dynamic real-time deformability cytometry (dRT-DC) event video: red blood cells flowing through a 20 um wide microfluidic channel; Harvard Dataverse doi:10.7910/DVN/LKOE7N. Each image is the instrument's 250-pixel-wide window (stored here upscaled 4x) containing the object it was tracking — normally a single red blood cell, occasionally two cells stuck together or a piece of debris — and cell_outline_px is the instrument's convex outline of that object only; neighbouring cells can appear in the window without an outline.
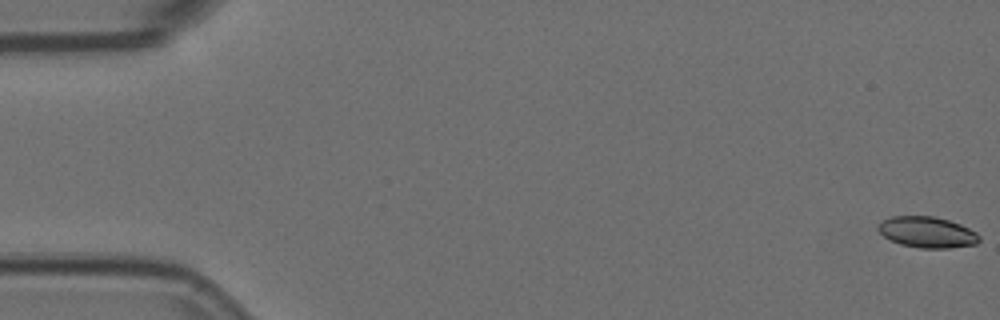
{"species": "Egyptian fruit bat (a non-hibernating species)", "species_latin": "Rousettus aegyptiacus", "temperature_condition": "room temperature", "stored_images_in_passage": 7, "camera_frame_rate_fps": 3000, "um_per_image_px": 0.085, "animal": {"sex": "female"}, "frame": {"image": 1, "passage_image": 1, "time_ms": 0.0, "image_size_px": [1000, 320], "cell_outline_px": [[980, 240], [976, 244], [952, 248], [920, 248], [900, 244], [884, 236], [876, 228], [884, 220], [892, 216], [932, 216], [948, 220], [960, 224], [976, 232], [980, 236]], "centroid_in_image_um": [78.83, 19.74], "position_along_channel_um": 6.2, "area_um2": 18.15}}
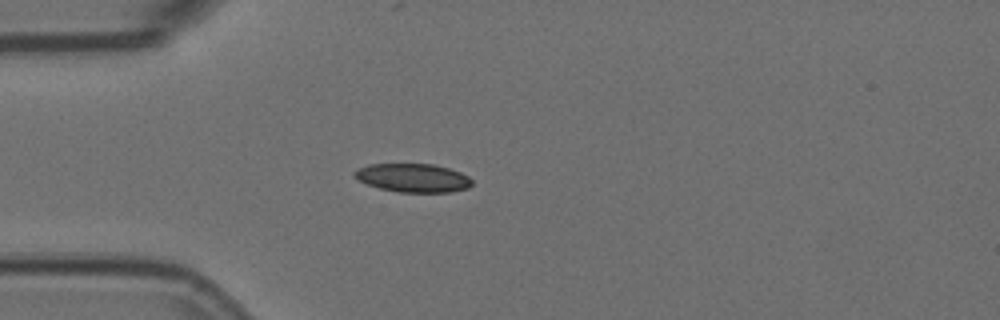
{"frame": {"image": 2, "passage_image": 5, "time_ms": 1.333, "image_size_px": [1000, 320], "cell_outline_px": [[472, 184], [468, 188], [452, 192], [396, 192], [380, 188], [368, 184], [352, 176], [352, 172], [368, 164], [432, 164], [448, 168], [460, 172], [468, 176], [472, 180]], "centroid_in_image_um": [35.11, 15.12], "position_along_channel_um": 49.9, "area_um2": 19.54}}
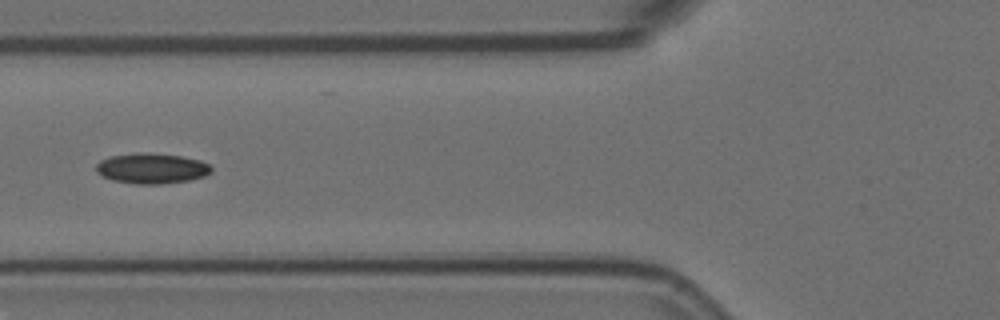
{"frame": {"image": 3, "passage_image": 7, "time_ms": 2.0, "image_size_px": [1000, 320], "cell_outline_px": [[212, 172], [204, 176], [188, 180], [160, 184], [136, 184], [112, 180], [100, 176], [96, 172], [96, 164], [100, 160], [112, 156], [140, 152], [144, 152], [180, 156], [200, 160], [212, 164]], "centroid_in_image_um": [12.89, 14.31], "position_along_channel_um": 112.9, "area_um2": 20.52}}